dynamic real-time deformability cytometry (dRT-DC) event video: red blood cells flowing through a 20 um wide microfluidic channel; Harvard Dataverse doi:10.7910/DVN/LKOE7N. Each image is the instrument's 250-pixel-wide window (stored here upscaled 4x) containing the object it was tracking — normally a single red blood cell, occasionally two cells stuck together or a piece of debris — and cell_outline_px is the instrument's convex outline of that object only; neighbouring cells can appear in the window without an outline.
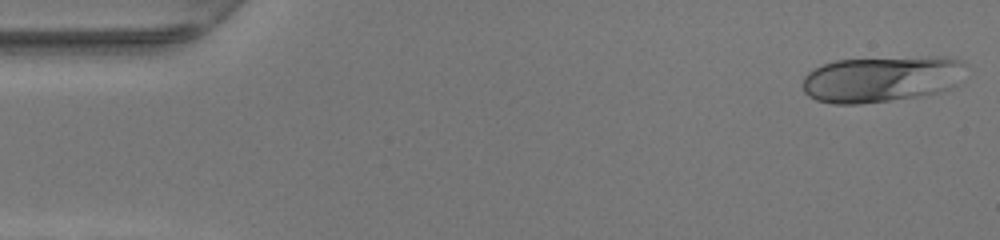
{"species": "human", "species_latin": "Homo sapiens", "temperature_condition": "warm", "stored_images_in_passage": 35, "camera_frame_rate_fps": 3000, "um_per_image_px": 0.085, "donor": {"sex": "female"}, "frame": {"image": 1, "passage_image": 1, "time_ms": 0.0, "image_size_px": [1000, 240], "cell_outline_px": [[968, 64], [956, 84], [952, 88], [940, 92], [920, 96], [860, 104], [832, 104], [816, 100], [808, 96], [804, 92], [804, 76], [808, 72], [824, 64], [836, 60], [924, 56], [944, 56], [960, 60]], "centroid_in_image_um": [74.96, 6.71], "position_along_channel_um": 10.0, "area_um2": 44.22}}
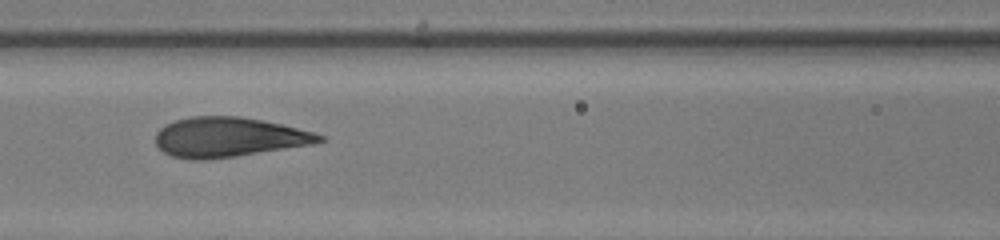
{"frame": {"image": 2, "passage_image": 20, "time_ms": 6.333, "image_size_px": [1000, 240], "cell_outline_px": [[328, 140], [312, 144], [236, 156], [204, 160], [192, 160], [172, 156], [164, 152], [156, 144], [156, 132], [164, 124], [176, 120], [192, 116], [240, 116], [280, 124], [312, 132], [324, 136]], "centroid_in_image_um": [19.4, 11.66], "position_along_channel_um": 147.2, "area_um2": 37.74}}
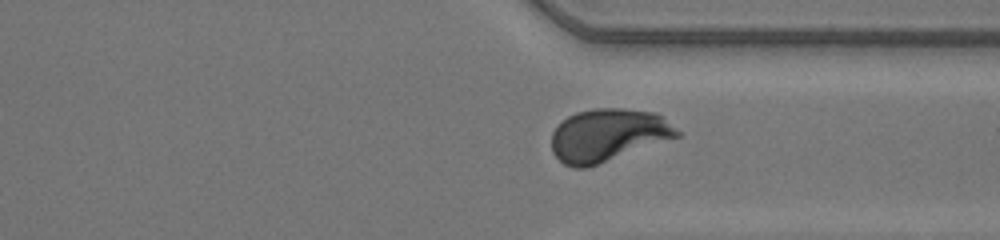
{"frame": {"image": 3, "passage_image": 35, "time_ms": 11.333, "image_size_px": [1000, 240], "cell_outline_px": [[684, 132], [680, 136], [588, 168], [572, 168], [564, 164], [552, 152], [552, 132], [568, 116], [576, 112], [596, 108], [624, 108], [656, 112]], "centroid_in_image_um": [51.72, 11.49], "position_along_channel_um": 359.7, "area_um2": 38.84}}